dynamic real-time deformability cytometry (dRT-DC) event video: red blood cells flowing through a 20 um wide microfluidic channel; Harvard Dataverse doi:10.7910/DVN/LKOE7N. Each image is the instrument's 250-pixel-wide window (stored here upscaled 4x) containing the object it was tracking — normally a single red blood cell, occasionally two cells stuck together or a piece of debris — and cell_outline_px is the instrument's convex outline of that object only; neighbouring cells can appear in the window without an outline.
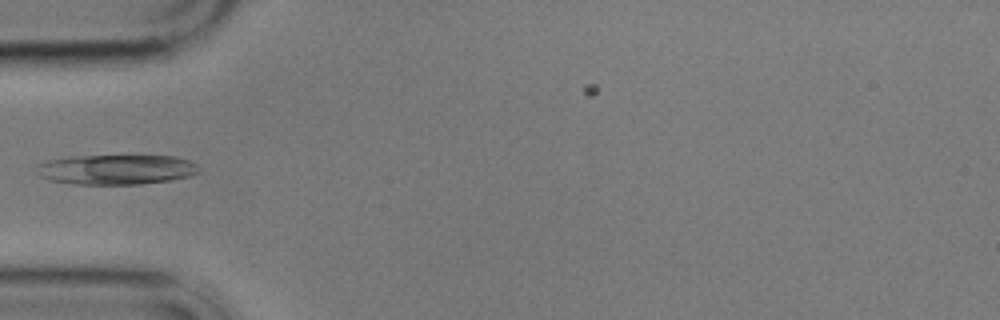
{"species": "common noctule bat (a hibernating species)", "species_latin": "Nyctalus noctula", "temperature_condition": "cold", "stored_images_in_passage": 6, "camera_frame_rate_fps": 3000, "um_per_image_px": 0.085, "animal": {"sex": "male", "body_mass_g": 17.9}, "frame": {"image": 1, "passage_image": 5, "time_ms": 5.333, "image_size_px": [1000, 320], "cell_outline_px": [[200, 168], [196, 172], [188, 176], [172, 180], [140, 184], [72, 184], [48, 180], [36, 176], [36, 172], [40, 164], [48, 160], [72, 156], [176, 156], [188, 160], [196, 164]], "centroid_in_image_um": [9.84, 14.41], "position_along_channel_um": 75.2, "area_um2": 28.32}}